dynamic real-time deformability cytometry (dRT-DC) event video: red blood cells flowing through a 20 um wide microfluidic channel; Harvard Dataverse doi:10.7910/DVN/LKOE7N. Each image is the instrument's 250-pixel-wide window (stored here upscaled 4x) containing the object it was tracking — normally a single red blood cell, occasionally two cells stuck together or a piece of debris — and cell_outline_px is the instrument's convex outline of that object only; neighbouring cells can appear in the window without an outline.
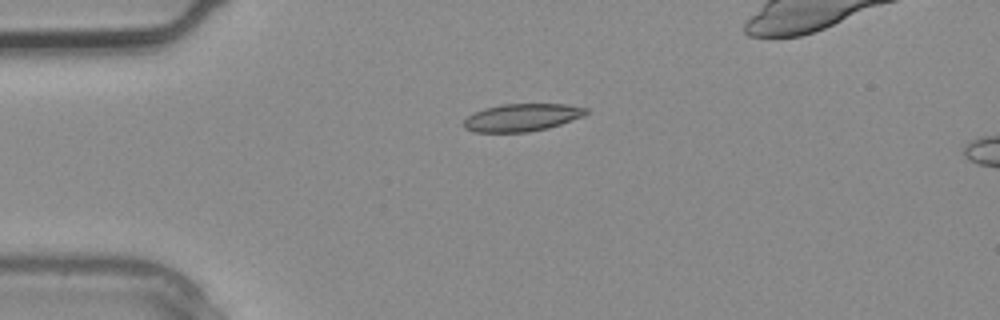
{"species": "common noctule bat (a hibernating species)", "species_latin": "Nyctalus noctula", "temperature_condition": "warm", "stored_images_in_passage": 2, "camera_frame_rate_fps": 3000, "um_per_image_px": 0.085, "animal": {"sex": "male", "body_mass_g": 20.4}, "frame": {"image": 1, "passage_image": 1, "time_ms": 0.0, "image_size_px": [1000, 320], "cell_outline_px": [[588, 112], [584, 116], [548, 128], [528, 132], [472, 132], [464, 128], [464, 120], [468, 116], [484, 108], [504, 104], [564, 104], [588, 108]], "centroid_in_image_um": [44.37, 9.99], "position_along_channel_um": 40.6, "area_um2": 19.59}}